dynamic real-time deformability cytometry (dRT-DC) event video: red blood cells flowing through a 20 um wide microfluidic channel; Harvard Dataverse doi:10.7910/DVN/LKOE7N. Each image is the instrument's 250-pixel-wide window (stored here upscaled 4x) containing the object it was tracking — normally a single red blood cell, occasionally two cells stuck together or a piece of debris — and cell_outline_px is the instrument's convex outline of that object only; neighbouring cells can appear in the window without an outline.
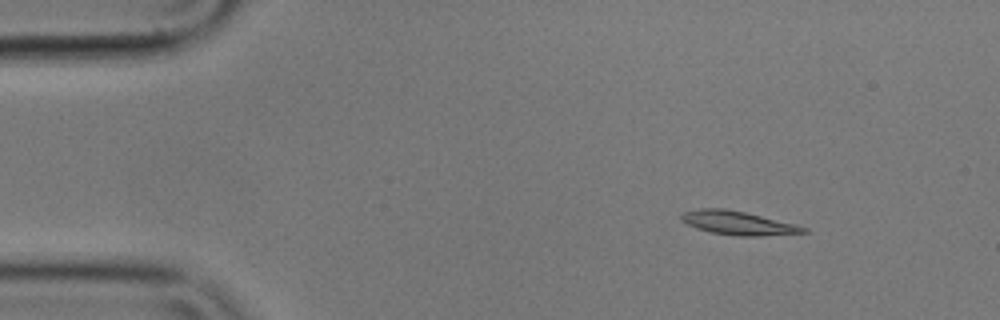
{"species": "common noctule bat (a hibernating species)", "species_latin": "Nyctalus noctula", "temperature_condition": "cold", "stored_images_in_passage": 50, "camera_frame_rate_fps": 3000, "um_per_image_px": 0.085, "animal": {"sex": "male", "body_mass_g": 17.9}, "frame": {"image": 1, "passage_image": 1, "time_ms": 0.0, "image_size_px": [1000, 320], "cell_outline_px": [[808, 232], [760, 236], [736, 236], [708, 232], [696, 228], [680, 220], [680, 216], [684, 212], [700, 208], [724, 208], [744, 212], [796, 224], [808, 228]], "centroid_in_image_um": [62.72, 18.96], "position_along_channel_um": 22.3, "area_um2": 16.88}}
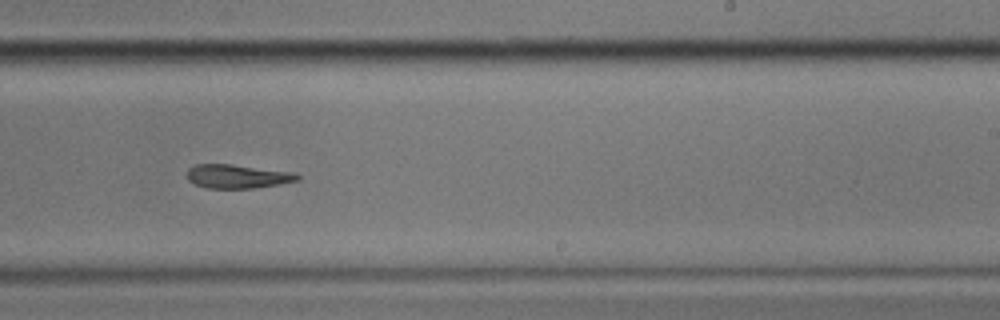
{"frame": {"image": 2, "passage_image": 28, "time_ms": 9.0, "image_size_px": [1000, 320], "cell_outline_px": [[300, 180], [280, 184], [256, 188], [208, 188], [196, 184], [188, 180], [188, 168], [196, 164], [228, 164], [296, 172], [300, 176]], "centroid_in_image_um": [20.23, 14.99], "position_along_channel_um": 268.8, "area_um2": 15.32}}
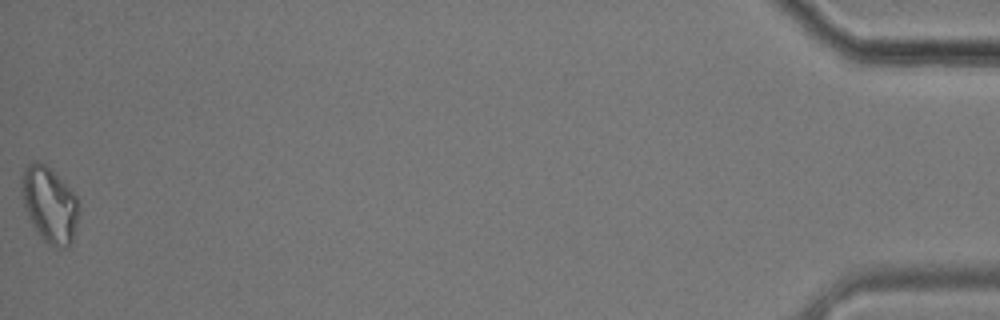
{"frame": {"image": 3, "passage_image": 50, "time_ms": 16.333, "image_size_px": [1000, 320], "cell_outline_px": [[80, 212], [72, 240], [68, 248], [56, 248], [48, 244], [44, 240], [32, 224], [24, 208], [24, 168], [32, 160], [36, 160], [44, 164], [76, 196]], "centroid_in_image_um": [4.25, 17.45], "position_along_channel_um": 431.0, "area_um2": 24.45}, "authors_computed_cell_mechanics": {"area_um2": 16.5019, "velocity_mm_per_s": 3.5421, "shape_relaxation_time_tau1_ms": null, "shape_relaxation_time_tau2_ms": 1.8927, "deformation_change_tau1": null, "deformation_change_tau2": 0.098}}